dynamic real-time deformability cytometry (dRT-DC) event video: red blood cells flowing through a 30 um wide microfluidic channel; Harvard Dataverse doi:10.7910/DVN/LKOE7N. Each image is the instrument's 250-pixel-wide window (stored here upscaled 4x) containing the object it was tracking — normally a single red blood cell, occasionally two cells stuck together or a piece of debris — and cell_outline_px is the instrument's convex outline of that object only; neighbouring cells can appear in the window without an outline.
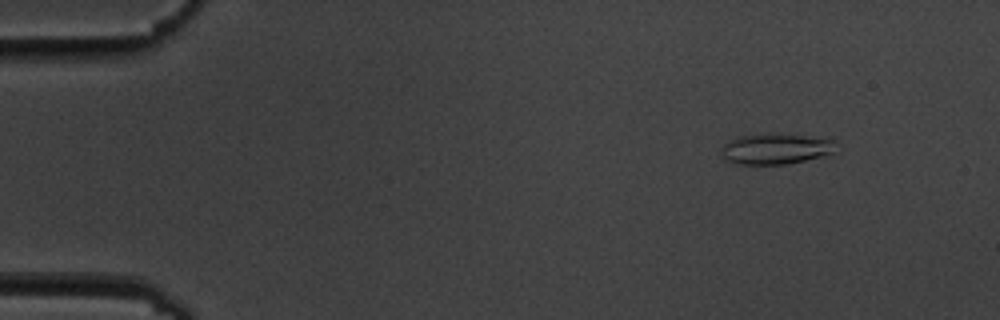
{"species": "common noctule bat (a hibernating species)", "species_latin": "Nyctalus noctula", "temperature_condition": "cold", "stored_images_in_passage": 15, "camera_frame_rate_fps": 3000, "um_per_image_px": 0.085, "animal": {"sex": "male", "body_mass_g": 19.5, "forearm_length_mm": 54.6}, "frame": {"image": 1, "passage_image": 2, "time_ms": 1.333, "image_size_px": [1000, 320], "cell_outline_px": [[836, 140], [832, 156], [788, 164], [740, 164], [724, 160], [720, 148], [728, 140], [736, 136], [772, 132], [832, 136]], "centroid_in_image_um": [66.06, 12.61], "position_along_channel_um": 18.9, "area_um2": 21.96}}
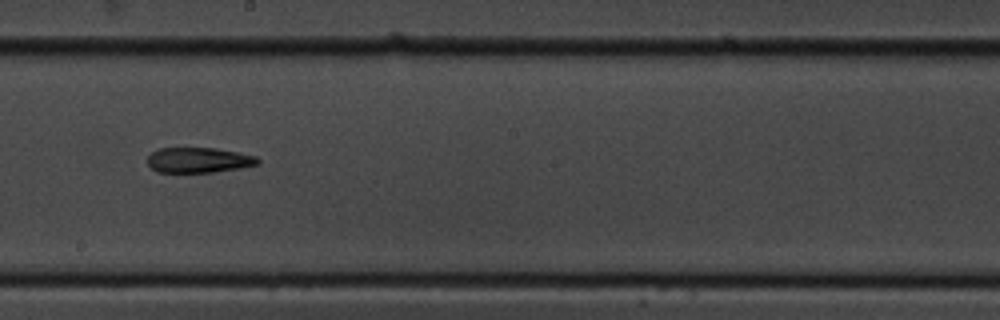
{"frame": {"image": 2, "passage_image": 9, "time_ms": 10.0, "image_size_px": [1000, 320], "cell_outline_px": [[260, 164], [240, 168], [212, 172], [156, 172], [148, 164], [148, 156], [156, 148], [216, 148], [240, 152], [256, 156], [260, 160]], "centroid_in_image_um": [16.91, 13.6], "position_along_channel_um": 231.3, "area_um2": 16.36}}
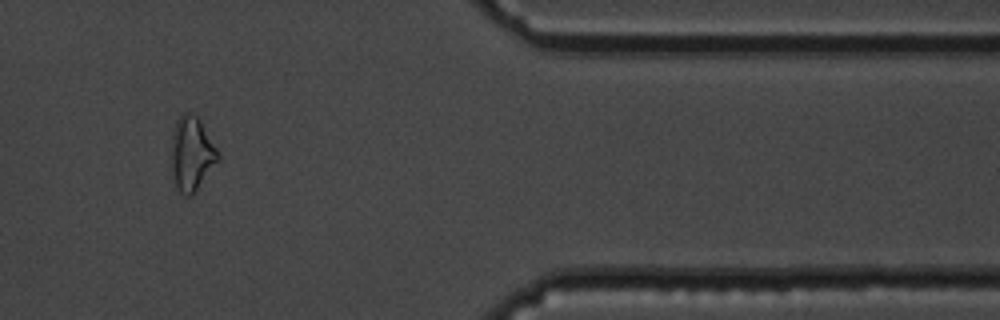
{"frame": {"image": 3, "passage_image": 13, "time_ms": 15.333, "image_size_px": [1000, 320], "cell_outline_px": [[220, 160], [192, 196], [184, 196], [176, 188], [172, 176], [172, 132], [176, 120], [184, 112], [188, 112], [196, 116], [200, 120], [216, 148], [220, 156]], "centroid_in_image_um": [16.29, 13.1], "position_along_channel_um": 395.1, "area_um2": 20.23}, "authors_computed_cell_mechanics": {"area_um2": 18.1492, "velocity_mm_per_s": 3.5496, "shape_relaxation_time_tau1_ms": null, "shape_relaxation_time_tau2_ms": 6.771, "deformation_change_tau1": null, "deformation_change_tau2": 0.203}}